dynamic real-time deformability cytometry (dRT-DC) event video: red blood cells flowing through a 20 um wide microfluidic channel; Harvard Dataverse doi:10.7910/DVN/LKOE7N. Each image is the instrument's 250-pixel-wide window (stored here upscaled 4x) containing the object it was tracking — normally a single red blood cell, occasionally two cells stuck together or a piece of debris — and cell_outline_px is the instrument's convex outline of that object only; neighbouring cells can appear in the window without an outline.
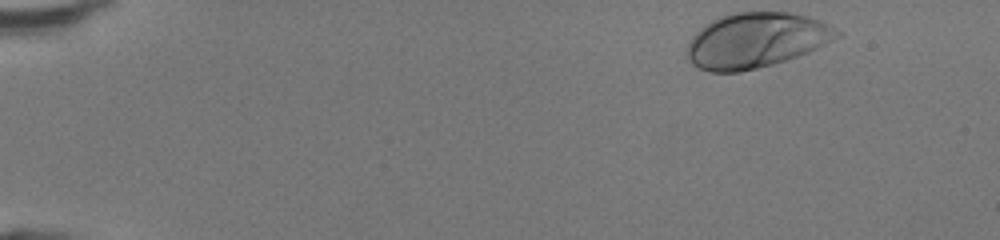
{"species": "human", "species_latin": "Homo sapiens", "temperature_condition": "room temperature", "stored_images_in_passage": 44, "camera_frame_rate_fps": 3000, "um_per_image_px": 0.085, "donor": {"sex": "female"}, "frame": {"image": 1, "passage_image": 1, "time_ms": 0.0, "image_size_px": [1000, 240], "cell_outline_px": [[840, 36], [808, 52], [772, 64], [740, 72], [708, 72], [696, 68], [688, 60], [688, 44], [692, 36], [704, 24], [720, 16], [736, 12], [788, 12], [808, 16], [840, 32]], "centroid_in_image_um": [64.19, 3.43], "position_along_channel_um": 20.8, "area_um2": 47.63}}
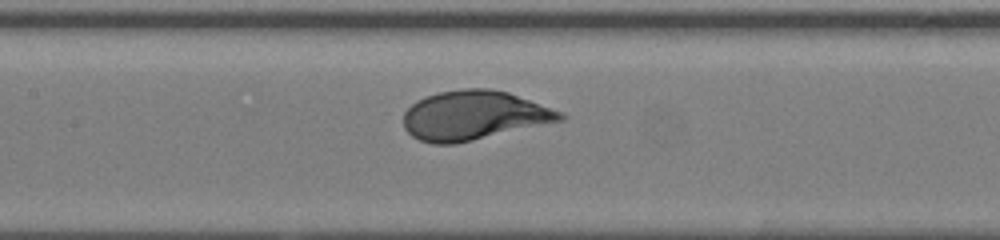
{"frame": {"image": 2, "passage_image": 20, "time_ms": 6.333, "image_size_px": [1000, 240], "cell_outline_px": [[564, 120], [456, 144], [432, 144], [420, 140], [412, 136], [404, 128], [404, 112], [416, 100], [424, 96], [436, 92], [464, 88], [492, 88], [508, 92], [560, 112], [564, 116]], "centroid_in_image_um": [40.22, 9.81], "position_along_channel_um": 167.2, "area_um2": 44.85}}
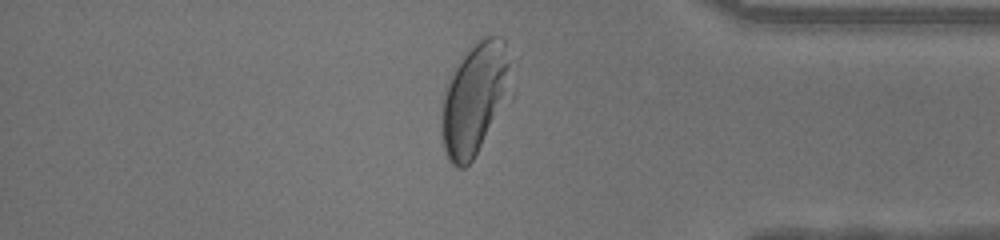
{"frame": {"image": 3, "passage_image": 37, "time_ms": 12.0, "image_size_px": [1000, 240], "cell_outline_px": [[516, 96], [472, 160], [464, 168], [456, 168], [448, 160], [444, 152], [440, 136], [440, 100], [444, 84], [448, 76], [460, 56], [468, 48], [480, 40], [488, 36], [496, 36], [504, 40], [512, 56], [516, 92]], "centroid_in_image_um": [40.43, 8.38], "position_along_channel_um": 394.8, "area_um2": 49.13}, "authors_computed_cell_mechanics": {"area_um2": 45.0262, "velocity_mm_per_s": 4.2893, "shape_relaxation_time_tau1_ms": 1.6766, "shape_relaxation_time_tau2_ms": null, "deformation_change_tau1": 0.1542, "deformation_change_tau2": null}}